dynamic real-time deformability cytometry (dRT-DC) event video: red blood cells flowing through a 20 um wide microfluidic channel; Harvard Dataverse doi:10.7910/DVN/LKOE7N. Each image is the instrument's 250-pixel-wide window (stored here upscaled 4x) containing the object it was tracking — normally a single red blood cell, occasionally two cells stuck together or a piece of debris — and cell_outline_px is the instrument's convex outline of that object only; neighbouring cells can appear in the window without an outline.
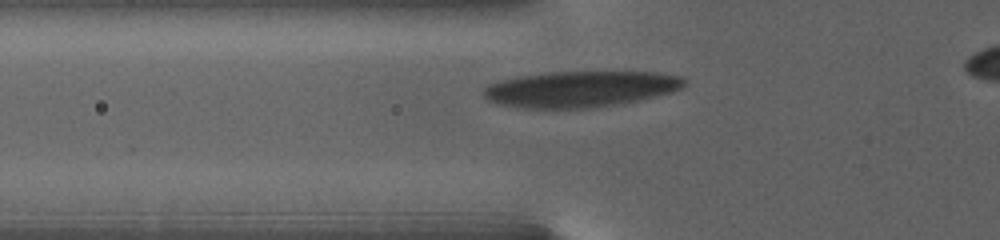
{"species": "human", "species_latin": "Homo sapiens", "temperature_condition": "warm", "stored_images_in_passage": 60, "camera_frame_rate_fps": 3000, "um_per_image_px": 0.085, "donor": {"sex": "female"}, "frame": {"image": 1, "passage_image": 3, "time_ms": 0.333, "image_size_px": [1000, 240], "cell_outline_px": [[688, 84], [672, 92], [620, 104], [596, 108], [524, 108], [496, 104], [488, 100], [484, 96], [484, 88], [488, 84], [500, 80], [516, 76], [548, 72], [656, 72], [680, 76], [688, 80]], "centroid_in_image_um": [49.33, 7.57], "position_along_channel_um": 76.5, "area_um2": 42.48}}
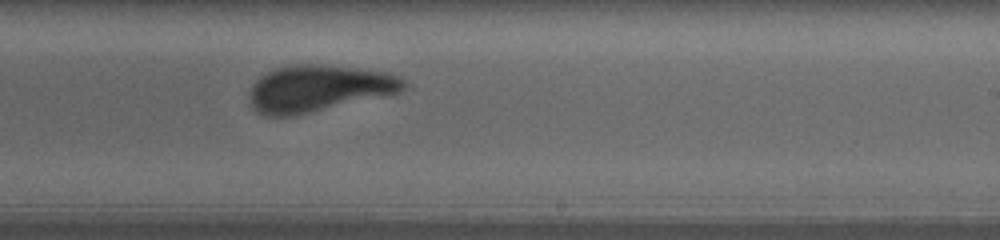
{"frame": {"image": 2, "passage_image": 33, "time_ms": 7.333, "image_size_px": [1000, 240], "cell_outline_px": [[408, 84], [400, 92], [292, 116], [264, 116], [256, 112], [252, 108], [248, 100], [248, 92], [252, 84], [260, 76], [276, 68], [296, 64], [320, 64], [388, 72], [400, 76], [408, 80]], "centroid_in_image_um": [27.04, 7.51], "position_along_channel_um": 262.0, "area_um2": 42.02}}
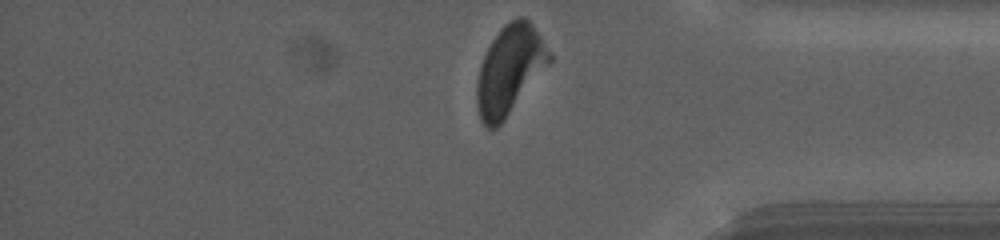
{"frame": {"image": 3, "passage_image": 59, "time_ms": 12.667, "image_size_px": [1000, 240], "cell_outline_px": [[552, 60], [504, 120], [496, 128], [488, 128], [480, 120], [476, 104], [476, 84], [480, 68], [484, 56], [492, 40], [500, 28], [504, 24], [516, 16], [524, 16], [532, 24], [540, 36], [552, 56]], "centroid_in_image_um": [43.3, 5.93], "position_along_channel_um": 391.9, "area_um2": 37.17}, "authors_computed_cell_mechanics": {"area_um2": 42.0206, "velocity_mm_per_s": 2.6658, "shape_relaxation_time_tau1_ms": 4.5944, "shape_relaxation_time_tau2_ms": 1.2924, "deformation_change_tau1": 0.1695, "deformation_change_tau2": 0.0676}}